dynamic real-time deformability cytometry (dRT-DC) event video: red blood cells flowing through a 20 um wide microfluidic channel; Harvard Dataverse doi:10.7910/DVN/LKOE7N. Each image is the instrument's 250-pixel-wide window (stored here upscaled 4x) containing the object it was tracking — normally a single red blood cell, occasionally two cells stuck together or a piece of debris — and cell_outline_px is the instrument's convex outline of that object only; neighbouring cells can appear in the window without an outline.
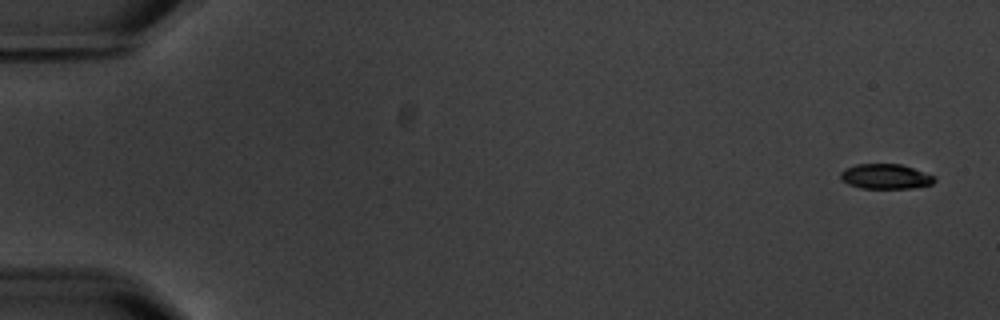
{"species": "common noctule bat (a hibernating species)", "species_latin": "Nyctalus noctula", "temperature_condition": "warm", "stored_images_in_passage": 5, "camera_frame_rate_fps": 3000, "um_per_image_px": 0.085, "animal": {"sex": "male", "body_mass_g": 20.1, "forearm_length_mm": 53.5}, "frame": {"image": 1, "passage_image": 1, "time_ms": 0.0, "image_size_px": [1000, 320], "cell_outline_px": [[936, 180], [932, 184], [912, 188], [860, 188], [848, 184], [840, 180], [840, 172], [856, 164], [900, 164], [936, 176]], "centroid_in_image_um": [75.27, 15.01], "position_along_channel_um": 9.7, "area_um2": 13.64}}
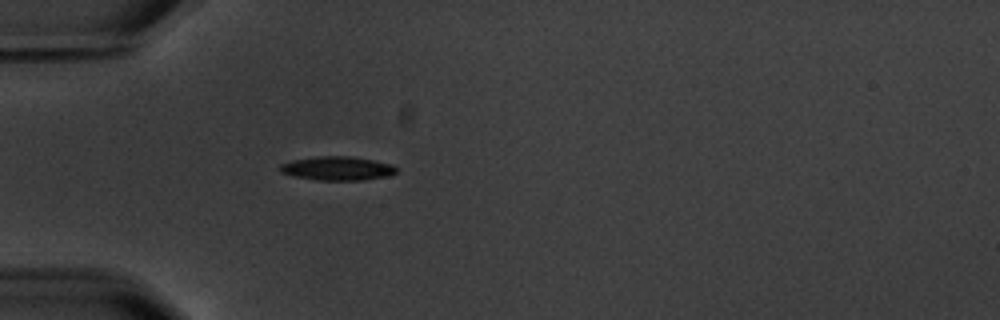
{"frame": {"image": 2, "passage_image": 5, "time_ms": 5.333, "image_size_px": [1000, 320], "cell_outline_px": [[396, 172], [388, 176], [360, 180], [316, 180], [292, 176], [280, 172], [280, 164], [292, 160], [320, 156], [348, 156], [372, 160], [392, 164], [396, 168]], "centroid_in_image_um": [28.64, 14.32], "position_along_channel_um": 56.4, "area_um2": 16.07}}